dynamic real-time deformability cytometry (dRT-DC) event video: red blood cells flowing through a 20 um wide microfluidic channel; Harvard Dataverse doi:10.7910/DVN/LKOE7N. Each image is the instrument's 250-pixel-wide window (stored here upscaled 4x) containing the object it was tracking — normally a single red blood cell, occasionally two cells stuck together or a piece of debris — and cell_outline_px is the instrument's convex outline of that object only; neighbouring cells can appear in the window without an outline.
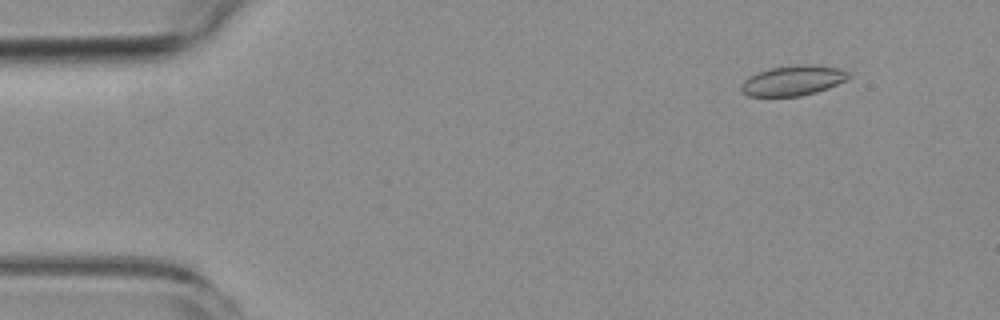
{"species": "common noctule bat (a hibernating species)", "species_latin": "Nyctalus noctula", "temperature_condition": "room temperature", "stored_images_in_passage": 5, "camera_frame_rate_fps": 3000, "um_per_image_px": 0.085, "animal": {"sex": "female", "body_mass_g": 19.3, "forearm_length_mm": 54.1}, "frame": {"image": 1, "passage_image": 5, "time_ms": 5.333, "image_size_px": [1000, 320], "cell_outline_px": [[852, 76], [848, 80], [828, 88], [816, 92], [800, 96], [748, 96], [740, 88], [740, 84], [748, 76], [756, 72], [772, 68], [796, 64], [812, 64], [840, 68], [852, 72]], "centroid_in_image_um": [67.46, 6.83], "position_along_channel_um": 17.5, "area_um2": 19.19}}